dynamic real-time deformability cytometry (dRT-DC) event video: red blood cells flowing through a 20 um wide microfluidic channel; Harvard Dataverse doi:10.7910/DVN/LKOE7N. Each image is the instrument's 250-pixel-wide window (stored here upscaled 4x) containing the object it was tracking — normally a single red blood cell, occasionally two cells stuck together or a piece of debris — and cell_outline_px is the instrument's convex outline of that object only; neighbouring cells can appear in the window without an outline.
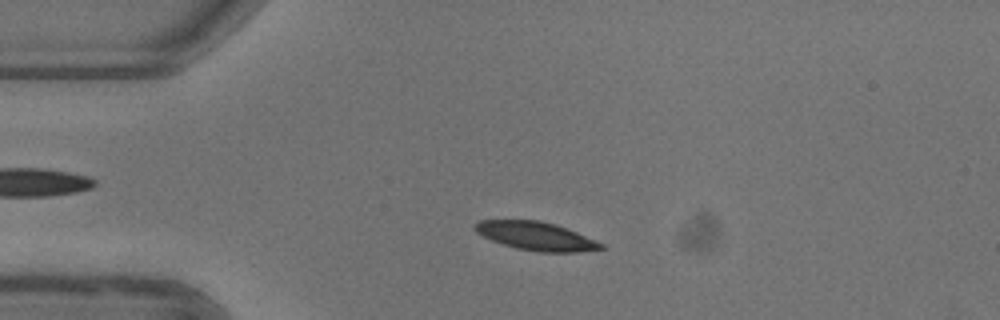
{"species": "common noctule bat (a hibernating species)", "species_latin": "Nyctalus noctula", "temperature_condition": "warm", "stored_images_in_passage": 49, "camera_frame_rate_fps": 3000, "um_per_image_px": 0.085, "animal": {"sex": "female"}, "frame": {"image": 1, "passage_image": 9, "time_ms": 2.667, "image_size_px": [1000, 320], "cell_outline_px": [[604, 248], [580, 252], [540, 252], [516, 248], [492, 240], [476, 232], [472, 228], [480, 220], [540, 220], [556, 224], [596, 240], [604, 244]], "centroid_in_image_um": [45.57, 20.06], "position_along_channel_um": 39.4, "area_um2": 20.75}}
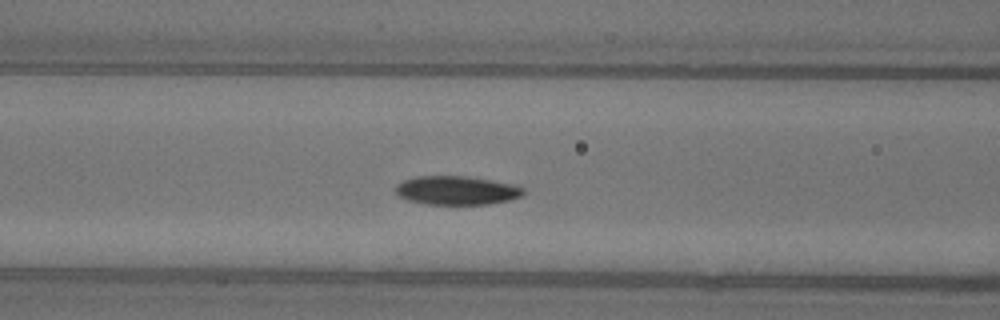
{"frame": {"image": 2, "passage_image": 18, "time_ms": 5.667, "image_size_px": [1000, 320], "cell_outline_px": [[524, 196], [512, 200], [488, 204], [428, 204], [408, 200], [400, 196], [396, 192], [396, 184], [404, 180], [416, 176], [468, 176], [492, 180], [512, 184], [524, 188]], "centroid_in_image_um": [38.86, 16.18], "position_along_channel_um": 127.7, "area_um2": 21.5}}
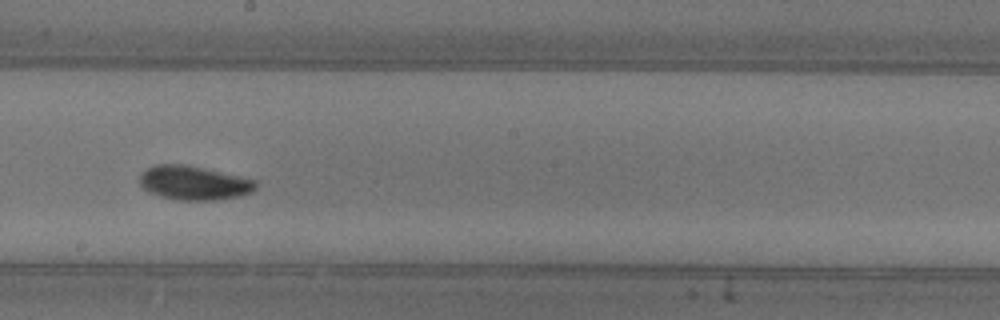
{"frame": {"image": 3, "passage_image": 26, "time_ms": 8.333, "image_size_px": [1000, 320], "cell_outline_px": [[256, 188], [252, 192], [240, 196], [216, 200], [176, 200], [160, 196], [148, 192], [140, 184], [140, 176], [148, 168], [156, 164], [184, 164], [240, 176], [256, 180]], "centroid_in_image_um": [16.49, 15.55], "position_along_channel_um": 231.7, "area_um2": 22.95}, "authors_computed_cell_mechanics": {"area_um2": 21.5016, "velocity_mm_per_s": 3.9029, "shape_relaxation_time_tau1_ms": 2.7209, "shape_relaxation_time_tau2_ms": null, "deformation_change_tau1": 0.1201, "deformation_change_tau2": null}}